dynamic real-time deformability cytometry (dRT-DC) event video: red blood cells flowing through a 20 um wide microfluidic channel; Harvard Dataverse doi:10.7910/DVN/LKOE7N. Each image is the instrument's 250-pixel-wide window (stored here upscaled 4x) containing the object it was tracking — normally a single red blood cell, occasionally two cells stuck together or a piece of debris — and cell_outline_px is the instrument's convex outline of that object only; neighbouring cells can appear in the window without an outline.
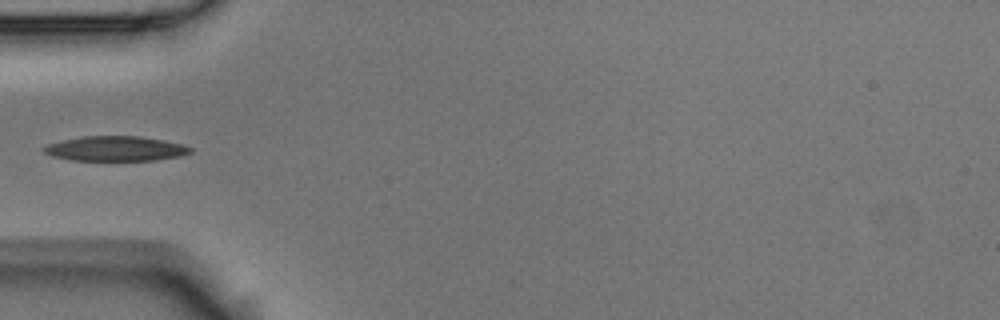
{"species": "Egyptian fruit bat (a non-hibernating species)", "species_latin": "Rousettus aegyptiacus", "temperature_condition": "room temperature", "stored_images_in_passage": 2, "camera_frame_rate_fps": 3000, "um_per_image_px": 0.085, "animal": {"sex": "male"}, "frame": {"image": 1, "passage_image": 2, "time_ms": 0.333, "image_size_px": [1000, 320], "cell_outline_px": [[192, 152], [180, 156], [156, 160], [72, 160], [52, 156], [44, 152], [40, 148], [48, 144], [60, 140], [84, 136], [140, 136], [164, 140], [184, 144], [192, 148]], "centroid_in_image_um": [9.82, 12.62], "position_along_channel_um": 75.2, "area_um2": 21.33}}